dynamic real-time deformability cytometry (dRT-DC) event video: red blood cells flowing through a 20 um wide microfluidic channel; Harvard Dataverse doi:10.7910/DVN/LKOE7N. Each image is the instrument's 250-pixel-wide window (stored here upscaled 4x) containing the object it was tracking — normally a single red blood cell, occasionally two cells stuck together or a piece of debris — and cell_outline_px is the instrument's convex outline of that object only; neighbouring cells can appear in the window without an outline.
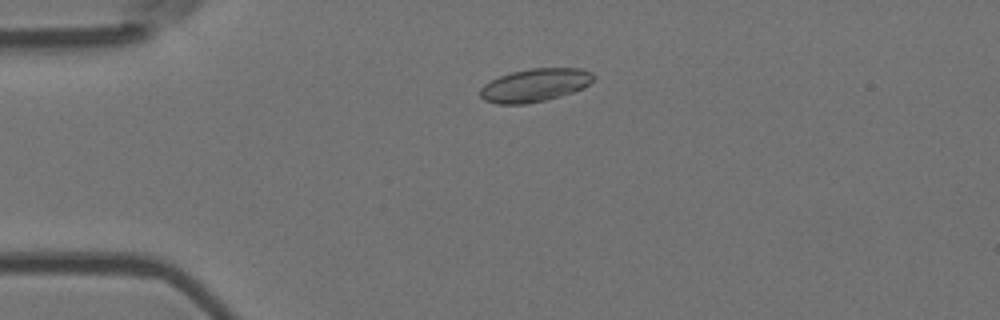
{"species": "Egyptian fruit bat (a non-hibernating species)", "species_latin": "Rousettus aegyptiacus", "temperature_condition": "room temperature", "stored_images_in_passage": 4, "camera_frame_rate_fps": 3000, "um_per_image_px": 0.085, "animal": {"sex": "female"}, "frame": {"image": 1, "passage_image": 3, "time_ms": 0.667, "image_size_px": [1000, 320], "cell_outline_px": [[592, 80], [584, 88], [560, 96], [544, 100], [524, 104], [496, 104], [484, 100], [480, 96], [480, 88], [484, 84], [500, 76], [512, 72], [532, 68], [580, 68], [592, 72]], "centroid_in_image_um": [45.44, 7.24], "position_along_channel_um": 39.6, "area_um2": 21.68}}